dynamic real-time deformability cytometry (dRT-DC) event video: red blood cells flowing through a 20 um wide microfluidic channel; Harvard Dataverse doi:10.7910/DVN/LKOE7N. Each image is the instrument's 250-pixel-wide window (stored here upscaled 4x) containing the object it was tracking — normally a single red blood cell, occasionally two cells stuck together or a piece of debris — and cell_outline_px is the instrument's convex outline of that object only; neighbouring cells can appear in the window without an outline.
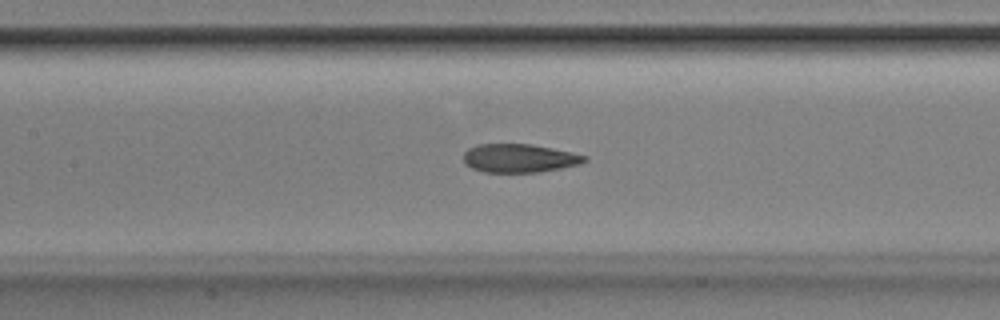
{"species": "Egyptian fruit bat (a non-hibernating species)", "species_latin": "Rousettus aegyptiacus", "temperature_condition": "room temperature", "stored_images_in_passage": 52, "camera_frame_rate_fps": 3000, "um_per_image_px": 0.085, "animal": {"sex": "male"}, "frame": {"image": 1, "passage_image": 24, "time_ms": 7.667, "image_size_px": [1000, 320], "cell_outline_px": [[588, 160], [580, 164], [560, 168], [536, 172], [484, 172], [472, 168], [464, 164], [464, 152], [468, 148], [476, 144], [532, 144], [572, 152], [588, 156]], "centroid_in_image_um": [44.13, 13.44], "position_along_channel_um": 163.3, "area_um2": 20.17}}
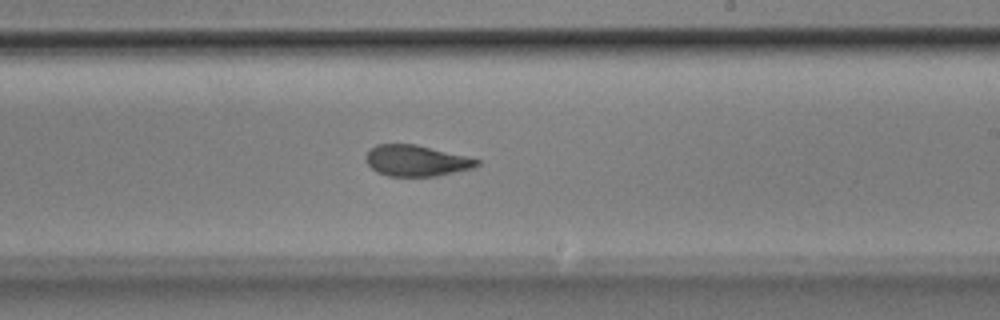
{"frame": {"image": 2, "passage_image": 31, "time_ms": 10.0, "image_size_px": [1000, 320], "cell_outline_px": [[480, 164], [472, 168], [436, 176], [388, 176], [376, 172], [364, 160], [364, 156], [376, 144], [416, 144], [480, 160]], "centroid_in_image_um": [35.34, 13.66], "position_along_channel_um": 253.7, "area_um2": 19.94}}
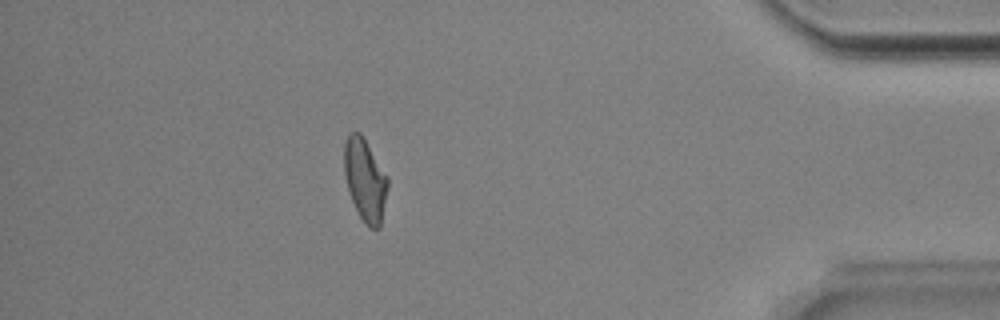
{"frame": {"image": 3, "passage_image": 46, "time_ms": 15.0, "image_size_px": [1000, 320], "cell_outline_px": [[388, 188], [380, 228], [372, 228], [360, 216], [352, 200], [348, 188], [344, 172], [344, 144], [348, 132], [360, 132], [388, 176]], "centroid_in_image_um": [31.04, 15.24], "position_along_channel_um": 404.2, "area_um2": 20.69}, "authors_computed_cell_mechanics": {"area_um2": 21.097, "velocity_mm_per_s": 3.8874, "shape_relaxation_time_tau1_ms": 9.1959, "shape_relaxation_time_tau2_ms": 1.6867, "deformation_change_tau1": 0.2266, "deformation_change_tau2": 0.0833}}